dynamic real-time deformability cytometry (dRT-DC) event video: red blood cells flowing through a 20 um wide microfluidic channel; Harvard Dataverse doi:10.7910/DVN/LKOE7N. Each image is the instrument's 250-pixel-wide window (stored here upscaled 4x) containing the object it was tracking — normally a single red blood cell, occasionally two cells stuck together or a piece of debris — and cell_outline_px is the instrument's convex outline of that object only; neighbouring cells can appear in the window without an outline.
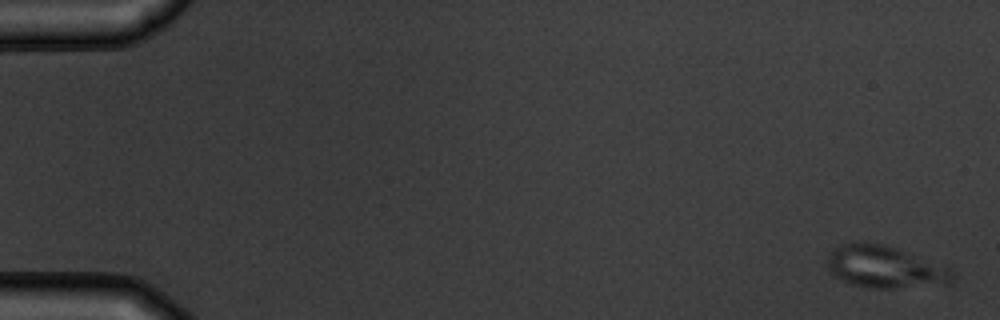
{"species": "common noctule bat (a hibernating species)", "species_latin": "Nyctalus noctula", "temperature_condition": "warm", "stored_images_in_passage": 6, "camera_frame_rate_fps": 3000, "um_per_image_px": 0.085, "animal": {"sex": "male", "body_mass_g": 19.5, "forearm_length_mm": 54.6}, "frame": {"image": 1, "passage_image": 1, "time_ms": 0.0, "image_size_px": [1000, 320], "cell_outline_px": [[956, 276], [952, 280], [944, 284], [892, 288], [872, 288], [852, 284], [840, 280], [828, 268], [828, 252], [840, 244], [880, 244], [896, 248], [952, 268], [956, 272]], "centroid_in_image_um": [75.25, 22.71], "position_along_channel_um": 9.7, "area_um2": 30.29}}
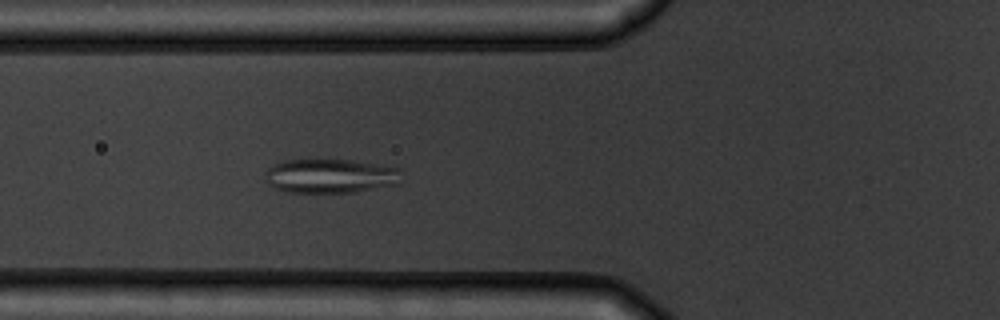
{"frame": {"image": 2, "passage_image": 6, "time_ms": 6.333, "image_size_px": [1000, 320], "cell_outline_px": [[400, 184], [356, 192], [288, 192], [276, 188], [268, 184], [264, 176], [264, 172], [272, 164], [284, 160], [352, 160], [400, 168]], "centroid_in_image_um": [28.07, 14.96], "position_along_channel_um": 97.7, "area_um2": 27.28}}